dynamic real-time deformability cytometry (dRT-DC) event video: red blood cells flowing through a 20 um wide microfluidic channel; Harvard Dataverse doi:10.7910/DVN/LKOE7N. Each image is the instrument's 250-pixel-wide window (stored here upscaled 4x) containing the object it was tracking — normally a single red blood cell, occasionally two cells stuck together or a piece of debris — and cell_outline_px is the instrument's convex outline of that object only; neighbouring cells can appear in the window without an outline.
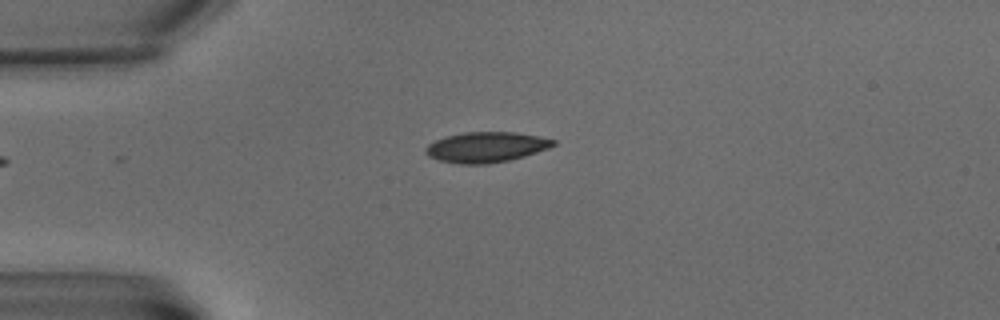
{"species": "common noctule bat (a hibernating species)", "species_latin": "Nyctalus noctula", "temperature_condition": "warm", "stored_images_in_passage": 4, "camera_frame_rate_fps": 3000, "um_per_image_px": 0.085, "animal": {"sex": "male", "body_mass_g": 15.6}, "frame": {"image": 1, "passage_image": 4, "time_ms": 4.667, "image_size_px": [1000, 320], "cell_outline_px": [[556, 144], [548, 148], [524, 156], [508, 160], [488, 164], [460, 164], [440, 160], [428, 156], [424, 152], [424, 148], [428, 144], [444, 136], [464, 132], [512, 132], [536, 136], [556, 140]], "centroid_in_image_um": [41.28, 12.5], "position_along_channel_um": 43.7, "area_um2": 22.48}}